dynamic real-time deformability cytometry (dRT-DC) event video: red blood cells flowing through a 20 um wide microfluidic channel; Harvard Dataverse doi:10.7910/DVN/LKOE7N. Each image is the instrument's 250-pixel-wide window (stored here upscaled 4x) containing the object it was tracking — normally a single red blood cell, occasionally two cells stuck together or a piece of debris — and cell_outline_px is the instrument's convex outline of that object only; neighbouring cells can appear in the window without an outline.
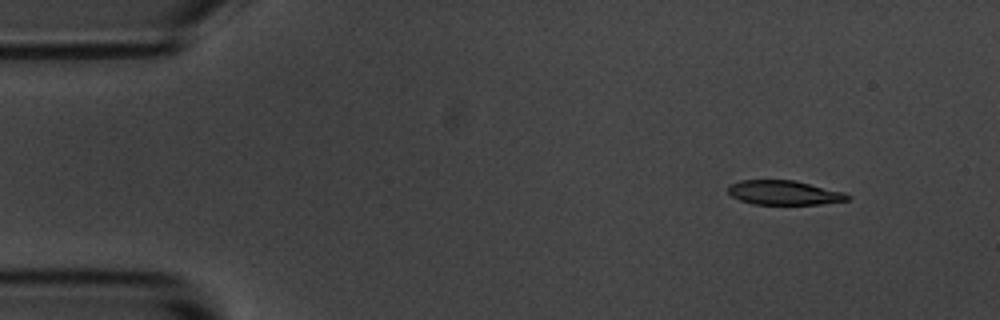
{"species": "common noctule bat (a hibernating species)", "species_latin": "Nyctalus noctula", "temperature_condition": "room temperature", "stored_images_in_passage": 5, "camera_frame_rate_fps": 3000, "um_per_image_px": 0.085, "animal": {"sex": "male", "body_mass_g": 20.1, "forearm_length_mm": 53.5}, "frame": {"image": 1, "passage_image": 2, "time_ms": 1.333, "image_size_px": [1000, 320], "cell_outline_px": [[852, 196], [848, 200], [820, 204], [752, 204], [740, 200], [732, 196], [728, 192], [728, 184], [740, 180], [796, 180], [844, 192]], "centroid_in_image_um": [66.64, 16.37], "position_along_channel_um": 18.4, "area_um2": 17.05}}
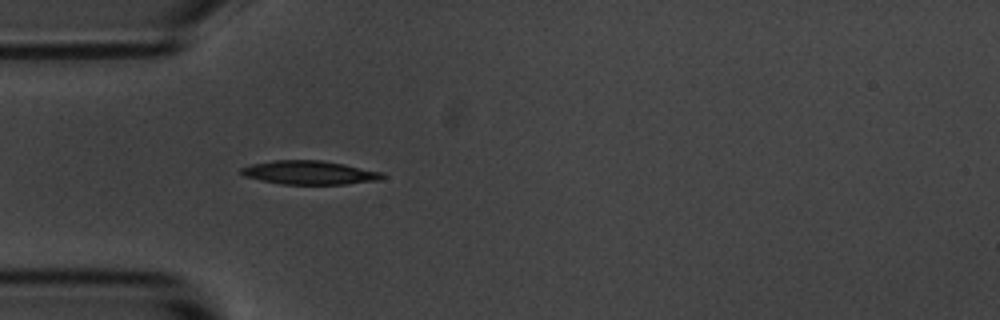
{"frame": {"image": 2, "passage_image": 5, "time_ms": 4.667, "image_size_px": [1000, 320], "cell_outline_px": [[388, 176], [380, 180], [344, 184], [280, 184], [244, 176], [240, 172], [240, 168], [252, 164], [276, 160], [320, 160], [344, 164], [384, 172]], "centroid_in_image_um": [26.36, 14.67], "position_along_channel_um": 58.6, "area_um2": 19.54}}